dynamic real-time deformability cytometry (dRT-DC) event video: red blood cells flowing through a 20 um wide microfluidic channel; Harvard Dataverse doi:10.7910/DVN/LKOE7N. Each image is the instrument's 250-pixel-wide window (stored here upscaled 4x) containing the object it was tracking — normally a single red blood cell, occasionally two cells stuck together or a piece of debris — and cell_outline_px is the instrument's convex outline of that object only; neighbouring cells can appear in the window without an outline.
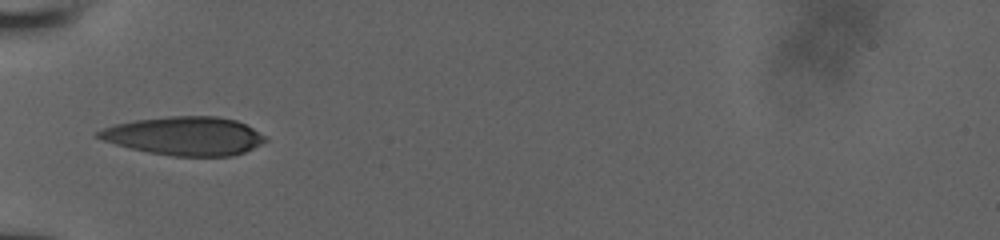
{"species": "human", "species_latin": "Homo sapiens", "temperature_condition": "room temperature", "stored_images_in_passage": 10, "camera_frame_rate_fps": 3000, "um_per_image_px": 0.085, "donor": {"sex": "male"}, "frame": {"image": 1, "passage_image": 1, "time_ms": 0.0, "image_size_px": [1000, 240], "cell_outline_px": [[268, 140], [244, 152], [232, 156], [172, 156], [148, 152], [116, 144], [104, 140], [96, 136], [96, 132], [104, 128], [116, 124], [136, 120], [172, 116], [216, 116], [236, 120], [252, 128], [264, 136]], "centroid_in_image_um": [15.7, 11.56], "position_along_channel_um": 69.3, "area_um2": 37.05}}
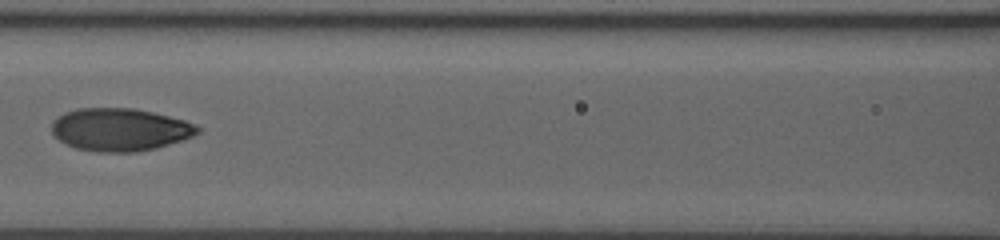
{"frame": {"image": 2, "passage_image": 6, "time_ms": 2.333, "image_size_px": [1000, 240], "cell_outline_px": [[200, 132], [192, 136], [156, 148], [136, 152], [100, 152], [76, 148], [64, 144], [52, 132], [52, 120], [56, 116], [64, 112], [76, 108], [136, 108], [184, 120], [196, 124], [200, 128]], "centroid_in_image_um": [10.16, 11.0], "position_along_channel_um": 156.4, "area_um2": 36.41}}
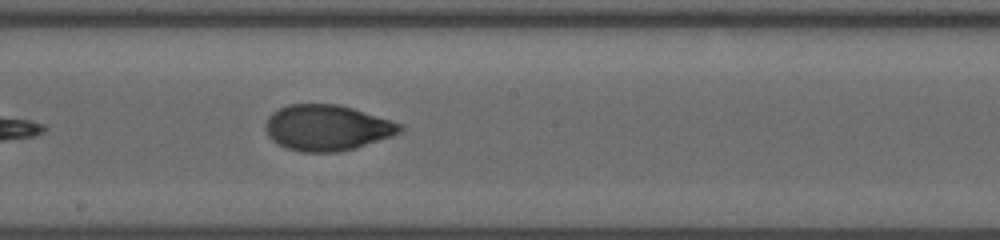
{"frame": {"image": 3, "passage_image": 10, "time_ms": 4.0, "image_size_px": [1000, 240], "cell_outline_px": [[404, 128], [400, 132], [392, 136], [356, 148], [340, 152], [300, 152], [288, 148], [272, 140], [268, 136], [264, 128], [264, 124], [268, 116], [272, 112], [288, 104], [336, 104], [352, 108], [392, 120], [404, 124]], "centroid_in_image_um": [27.8, 10.86], "position_along_channel_um": 220.4, "area_um2": 36.07}}